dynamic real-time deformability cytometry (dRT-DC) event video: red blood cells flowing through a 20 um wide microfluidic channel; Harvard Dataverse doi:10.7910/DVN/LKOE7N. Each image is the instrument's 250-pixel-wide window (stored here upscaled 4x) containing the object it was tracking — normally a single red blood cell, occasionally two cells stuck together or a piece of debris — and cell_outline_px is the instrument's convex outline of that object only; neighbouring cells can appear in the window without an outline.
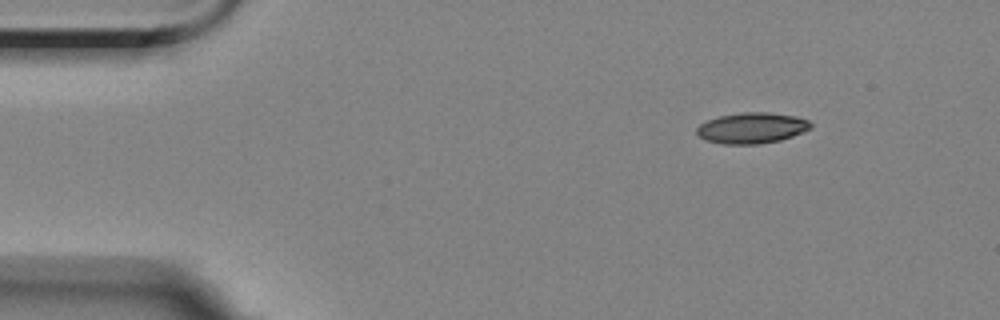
{"species": "Egyptian fruit bat (a non-hibernating species)", "species_latin": "Rousettus aegyptiacus", "temperature_condition": "room temperature", "stored_images_in_passage": 50, "camera_frame_rate_fps": 3000, "um_per_image_px": 0.085, "animal": {"sex": "female"}, "frame": {"image": 1, "passage_image": 1, "time_ms": 0.0, "image_size_px": [1000, 320], "cell_outline_px": [[812, 128], [792, 136], [780, 140], [760, 144], [720, 144], [704, 140], [696, 132], [696, 128], [700, 124], [708, 120], [720, 116], [744, 112], [768, 112], [796, 116], [808, 120], [812, 124]], "centroid_in_image_um": [63.9, 10.88], "position_along_channel_um": 21.1, "area_um2": 20.52}}
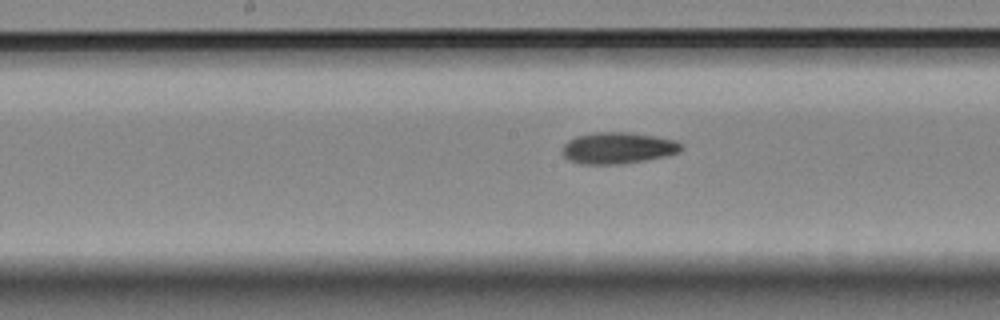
{"frame": {"image": 2, "passage_image": 22, "time_ms": 7.0, "image_size_px": [1000, 320], "cell_outline_px": [[684, 148], [680, 152], [664, 156], [644, 160], [620, 164], [580, 164], [568, 160], [564, 156], [564, 144], [568, 140], [576, 136], [596, 132], [628, 132], [656, 136], [676, 140], [684, 144]], "centroid_in_image_um": [52.56, 12.57], "position_along_channel_um": 195.6, "area_um2": 21.85}}
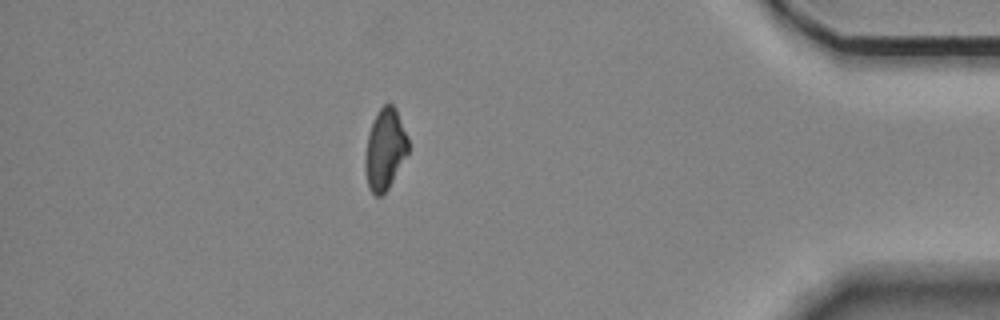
{"frame": {"image": 3, "passage_image": 43, "time_ms": 14.0, "image_size_px": [1000, 320], "cell_outline_px": [[408, 152], [384, 196], [376, 196], [368, 188], [364, 168], [364, 156], [368, 132], [372, 120], [380, 108], [384, 104], [392, 104], [396, 108], [408, 136]], "centroid_in_image_um": [32.7, 12.69], "position_along_channel_um": 402.5, "area_um2": 20.63}, "authors_computed_cell_mechanics": {"area_um2": 20.9525, "velocity_mm_per_s": 3.556, "shape_relaxation_time_tau1_ms": 4.3462, "shape_relaxation_time_tau2_ms": 6.4296, "deformation_change_tau1": 0.1598, "deformation_change_tau2": 0.1343}}